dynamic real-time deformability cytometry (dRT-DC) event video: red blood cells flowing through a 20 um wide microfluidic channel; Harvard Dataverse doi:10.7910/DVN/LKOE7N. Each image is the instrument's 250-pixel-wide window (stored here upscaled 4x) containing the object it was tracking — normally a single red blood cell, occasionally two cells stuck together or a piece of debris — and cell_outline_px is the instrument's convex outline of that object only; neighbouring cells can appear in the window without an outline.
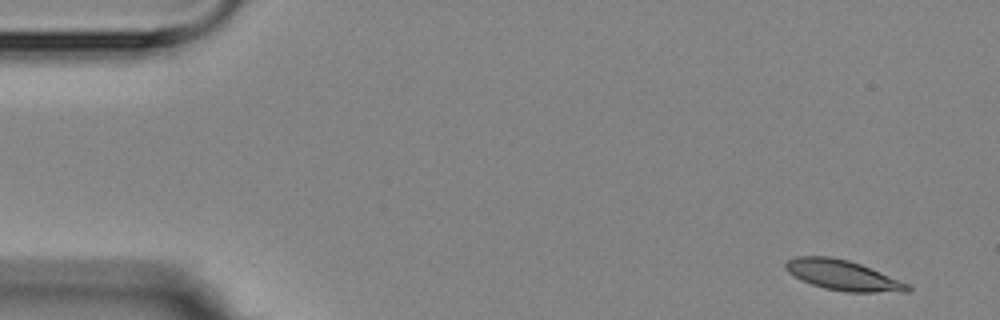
{"species": "Egyptian fruit bat (a non-hibernating species)", "species_latin": "Rousettus aegyptiacus", "temperature_condition": "room temperature", "stored_images_in_passage": 4, "camera_frame_rate_fps": 3000, "um_per_image_px": 0.085, "animal": {"sex": "female"}, "frame": {"image": 1, "passage_image": 1, "time_ms": 0.0, "image_size_px": [1000, 320], "cell_outline_px": [[912, 288], [908, 292], [844, 292], [824, 288], [812, 284], [788, 272], [784, 268], [784, 264], [788, 260], [796, 256], [832, 256], [848, 260], [860, 264], [880, 272], [908, 284]], "centroid_in_image_um": [71.63, 23.39], "position_along_channel_um": 13.4, "area_um2": 21.27}}
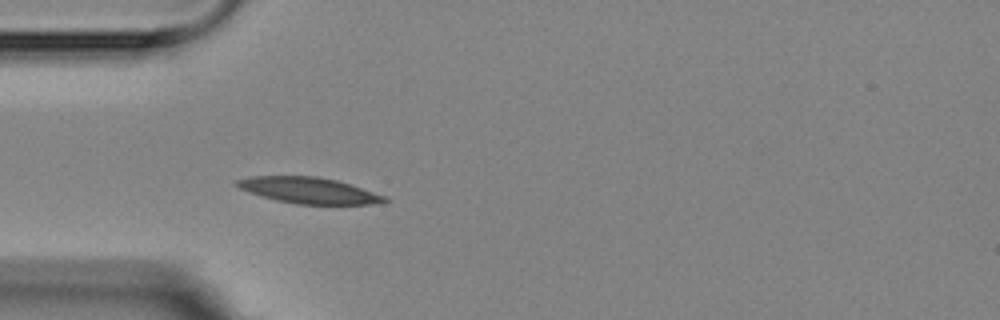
{"frame": {"image": 2, "passage_image": 4, "time_ms": 4.333, "image_size_px": [1000, 320], "cell_outline_px": [[388, 200], [368, 204], [296, 204], [276, 200], [248, 192], [240, 188], [236, 184], [236, 180], [252, 176], [316, 176], [336, 180], [388, 196]], "centroid_in_image_um": [26.24, 16.18], "position_along_channel_um": 58.8, "area_um2": 22.2}}